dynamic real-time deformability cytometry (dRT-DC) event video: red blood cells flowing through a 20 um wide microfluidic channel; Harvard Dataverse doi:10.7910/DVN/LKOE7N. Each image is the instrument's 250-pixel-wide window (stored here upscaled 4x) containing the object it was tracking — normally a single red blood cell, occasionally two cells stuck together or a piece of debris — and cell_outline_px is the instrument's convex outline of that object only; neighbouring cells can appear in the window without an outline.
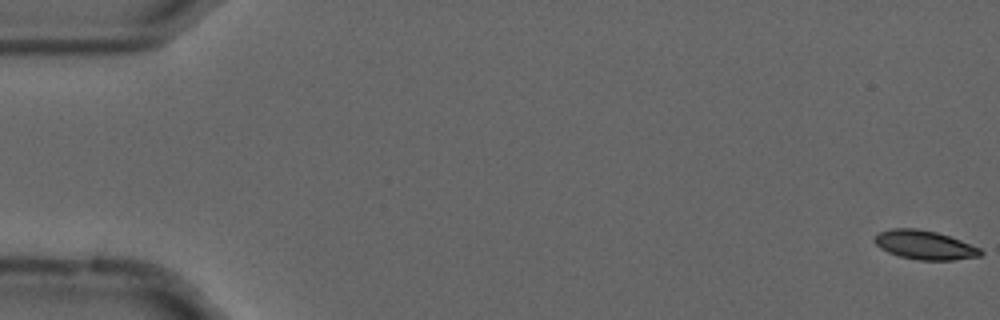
{"species": "common noctule bat (a hibernating species)", "species_latin": "Nyctalus noctula", "temperature_condition": "cold", "stored_images_in_passage": 15, "camera_frame_rate_fps": 3000, "um_per_image_px": 0.085, "animal": {"sex": "male", "forearm_length_mm": 52.5}, "frame": {"image": 1, "passage_image": 1, "time_ms": 0.0, "image_size_px": [1000, 320], "cell_outline_px": [[984, 252], [980, 256], [952, 260], [920, 260], [900, 256], [888, 252], [880, 248], [872, 240], [880, 232], [892, 228], [916, 228], [936, 232], [960, 240], [980, 248]], "centroid_in_image_um": [78.59, 20.82], "position_along_channel_um": 6.4, "area_um2": 17.74}}
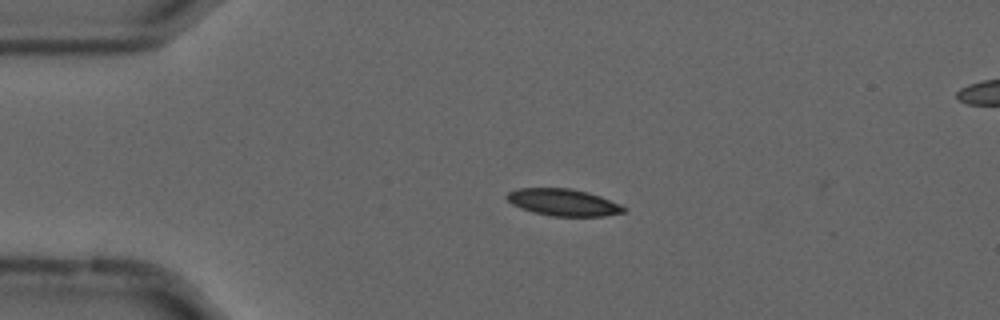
{"frame": {"image": 2, "passage_image": 13, "time_ms": 4.0, "image_size_px": [1000, 320], "cell_outline_px": [[628, 208], [624, 212], [604, 216], [552, 216], [532, 212], [520, 208], [512, 204], [508, 200], [508, 192], [516, 188], [568, 188], [588, 192], [600, 196], [620, 204]], "centroid_in_image_um": [47.89, 17.2], "position_along_channel_um": 37.1, "area_um2": 18.32}}